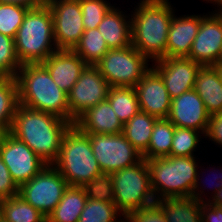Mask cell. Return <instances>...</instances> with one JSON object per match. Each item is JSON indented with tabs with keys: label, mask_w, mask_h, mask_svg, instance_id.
<instances>
[{
	"label": "cell",
	"mask_w": 222,
	"mask_h": 222,
	"mask_svg": "<svg viewBox=\"0 0 222 222\" xmlns=\"http://www.w3.org/2000/svg\"><path fill=\"white\" fill-rule=\"evenodd\" d=\"M171 2L139 0L131 8V45L151 63L166 58L169 27L177 11Z\"/></svg>",
	"instance_id": "1"
},
{
	"label": "cell",
	"mask_w": 222,
	"mask_h": 222,
	"mask_svg": "<svg viewBox=\"0 0 222 222\" xmlns=\"http://www.w3.org/2000/svg\"><path fill=\"white\" fill-rule=\"evenodd\" d=\"M72 125L52 113L18 104L9 132L47 164H53L58 158L63 136Z\"/></svg>",
	"instance_id": "2"
},
{
	"label": "cell",
	"mask_w": 222,
	"mask_h": 222,
	"mask_svg": "<svg viewBox=\"0 0 222 222\" xmlns=\"http://www.w3.org/2000/svg\"><path fill=\"white\" fill-rule=\"evenodd\" d=\"M15 78L20 105L69 121L68 95L54 83L41 63L22 65Z\"/></svg>",
	"instance_id": "3"
},
{
	"label": "cell",
	"mask_w": 222,
	"mask_h": 222,
	"mask_svg": "<svg viewBox=\"0 0 222 222\" xmlns=\"http://www.w3.org/2000/svg\"><path fill=\"white\" fill-rule=\"evenodd\" d=\"M14 43L21 65L43 63L58 50L54 39L53 17L47 3L28 9Z\"/></svg>",
	"instance_id": "4"
},
{
	"label": "cell",
	"mask_w": 222,
	"mask_h": 222,
	"mask_svg": "<svg viewBox=\"0 0 222 222\" xmlns=\"http://www.w3.org/2000/svg\"><path fill=\"white\" fill-rule=\"evenodd\" d=\"M199 157L167 156L147 160L151 189L156 200L192 196Z\"/></svg>",
	"instance_id": "5"
},
{
	"label": "cell",
	"mask_w": 222,
	"mask_h": 222,
	"mask_svg": "<svg viewBox=\"0 0 222 222\" xmlns=\"http://www.w3.org/2000/svg\"><path fill=\"white\" fill-rule=\"evenodd\" d=\"M69 186H83L101 173L90 138L72 125L64 134L57 160L52 164Z\"/></svg>",
	"instance_id": "6"
},
{
	"label": "cell",
	"mask_w": 222,
	"mask_h": 222,
	"mask_svg": "<svg viewBox=\"0 0 222 222\" xmlns=\"http://www.w3.org/2000/svg\"><path fill=\"white\" fill-rule=\"evenodd\" d=\"M112 180L114 203L124 216L156 204L146 159L112 173Z\"/></svg>",
	"instance_id": "7"
},
{
	"label": "cell",
	"mask_w": 222,
	"mask_h": 222,
	"mask_svg": "<svg viewBox=\"0 0 222 222\" xmlns=\"http://www.w3.org/2000/svg\"><path fill=\"white\" fill-rule=\"evenodd\" d=\"M132 45L109 51L95 65L110 87H135L152 63Z\"/></svg>",
	"instance_id": "8"
},
{
	"label": "cell",
	"mask_w": 222,
	"mask_h": 222,
	"mask_svg": "<svg viewBox=\"0 0 222 222\" xmlns=\"http://www.w3.org/2000/svg\"><path fill=\"white\" fill-rule=\"evenodd\" d=\"M69 184L52 165L19 187L18 195L39 210L46 218L53 212Z\"/></svg>",
	"instance_id": "9"
},
{
	"label": "cell",
	"mask_w": 222,
	"mask_h": 222,
	"mask_svg": "<svg viewBox=\"0 0 222 222\" xmlns=\"http://www.w3.org/2000/svg\"><path fill=\"white\" fill-rule=\"evenodd\" d=\"M87 135L102 172L112 174L120 169L133 166L143 159L142 154L122 133Z\"/></svg>",
	"instance_id": "10"
},
{
	"label": "cell",
	"mask_w": 222,
	"mask_h": 222,
	"mask_svg": "<svg viewBox=\"0 0 222 222\" xmlns=\"http://www.w3.org/2000/svg\"><path fill=\"white\" fill-rule=\"evenodd\" d=\"M58 50H73L85 29L79 0H47Z\"/></svg>",
	"instance_id": "11"
},
{
	"label": "cell",
	"mask_w": 222,
	"mask_h": 222,
	"mask_svg": "<svg viewBox=\"0 0 222 222\" xmlns=\"http://www.w3.org/2000/svg\"><path fill=\"white\" fill-rule=\"evenodd\" d=\"M0 157L18 187L30 181L47 166L29 146L10 132L2 140Z\"/></svg>",
	"instance_id": "12"
},
{
	"label": "cell",
	"mask_w": 222,
	"mask_h": 222,
	"mask_svg": "<svg viewBox=\"0 0 222 222\" xmlns=\"http://www.w3.org/2000/svg\"><path fill=\"white\" fill-rule=\"evenodd\" d=\"M110 86L96 66L87 65L68 95L69 122L107 99Z\"/></svg>",
	"instance_id": "13"
},
{
	"label": "cell",
	"mask_w": 222,
	"mask_h": 222,
	"mask_svg": "<svg viewBox=\"0 0 222 222\" xmlns=\"http://www.w3.org/2000/svg\"><path fill=\"white\" fill-rule=\"evenodd\" d=\"M222 51V12L207 11L201 19V25L196 35L189 56L202 66H213L218 62Z\"/></svg>",
	"instance_id": "14"
},
{
	"label": "cell",
	"mask_w": 222,
	"mask_h": 222,
	"mask_svg": "<svg viewBox=\"0 0 222 222\" xmlns=\"http://www.w3.org/2000/svg\"><path fill=\"white\" fill-rule=\"evenodd\" d=\"M201 67L187 57H166L152 62V68L161 76L171 99L194 89Z\"/></svg>",
	"instance_id": "15"
},
{
	"label": "cell",
	"mask_w": 222,
	"mask_h": 222,
	"mask_svg": "<svg viewBox=\"0 0 222 222\" xmlns=\"http://www.w3.org/2000/svg\"><path fill=\"white\" fill-rule=\"evenodd\" d=\"M134 88L140 111L157 118H168L172 99L161 76L152 67Z\"/></svg>",
	"instance_id": "16"
},
{
	"label": "cell",
	"mask_w": 222,
	"mask_h": 222,
	"mask_svg": "<svg viewBox=\"0 0 222 222\" xmlns=\"http://www.w3.org/2000/svg\"><path fill=\"white\" fill-rule=\"evenodd\" d=\"M209 118L210 114L194 89L172 99L168 119L176 127L193 129L204 135Z\"/></svg>",
	"instance_id": "17"
},
{
	"label": "cell",
	"mask_w": 222,
	"mask_h": 222,
	"mask_svg": "<svg viewBox=\"0 0 222 222\" xmlns=\"http://www.w3.org/2000/svg\"><path fill=\"white\" fill-rule=\"evenodd\" d=\"M207 13L178 14L175 13L169 27L166 45V57H188L193 41L198 34L201 19Z\"/></svg>",
	"instance_id": "18"
},
{
	"label": "cell",
	"mask_w": 222,
	"mask_h": 222,
	"mask_svg": "<svg viewBox=\"0 0 222 222\" xmlns=\"http://www.w3.org/2000/svg\"><path fill=\"white\" fill-rule=\"evenodd\" d=\"M54 83L67 94L87 64L73 50H57L43 63Z\"/></svg>",
	"instance_id": "19"
},
{
	"label": "cell",
	"mask_w": 222,
	"mask_h": 222,
	"mask_svg": "<svg viewBox=\"0 0 222 222\" xmlns=\"http://www.w3.org/2000/svg\"><path fill=\"white\" fill-rule=\"evenodd\" d=\"M74 125L84 134H118L123 130L122 122L107 99L88 108Z\"/></svg>",
	"instance_id": "20"
},
{
	"label": "cell",
	"mask_w": 222,
	"mask_h": 222,
	"mask_svg": "<svg viewBox=\"0 0 222 222\" xmlns=\"http://www.w3.org/2000/svg\"><path fill=\"white\" fill-rule=\"evenodd\" d=\"M114 5L105 14L98 25L109 49H120L131 45V11L121 9ZM125 11V12H124Z\"/></svg>",
	"instance_id": "21"
},
{
	"label": "cell",
	"mask_w": 222,
	"mask_h": 222,
	"mask_svg": "<svg viewBox=\"0 0 222 222\" xmlns=\"http://www.w3.org/2000/svg\"><path fill=\"white\" fill-rule=\"evenodd\" d=\"M194 90L210 115L222 112V81L213 66H202L196 76Z\"/></svg>",
	"instance_id": "22"
},
{
	"label": "cell",
	"mask_w": 222,
	"mask_h": 222,
	"mask_svg": "<svg viewBox=\"0 0 222 222\" xmlns=\"http://www.w3.org/2000/svg\"><path fill=\"white\" fill-rule=\"evenodd\" d=\"M87 197L82 186H68L47 222H78Z\"/></svg>",
	"instance_id": "23"
},
{
	"label": "cell",
	"mask_w": 222,
	"mask_h": 222,
	"mask_svg": "<svg viewBox=\"0 0 222 222\" xmlns=\"http://www.w3.org/2000/svg\"><path fill=\"white\" fill-rule=\"evenodd\" d=\"M167 222H202L201 202L190 197L156 200Z\"/></svg>",
	"instance_id": "24"
},
{
	"label": "cell",
	"mask_w": 222,
	"mask_h": 222,
	"mask_svg": "<svg viewBox=\"0 0 222 222\" xmlns=\"http://www.w3.org/2000/svg\"><path fill=\"white\" fill-rule=\"evenodd\" d=\"M157 117L139 111L123 124L122 134L143 155L147 150Z\"/></svg>",
	"instance_id": "25"
},
{
	"label": "cell",
	"mask_w": 222,
	"mask_h": 222,
	"mask_svg": "<svg viewBox=\"0 0 222 222\" xmlns=\"http://www.w3.org/2000/svg\"><path fill=\"white\" fill-rule=\"evenodd\" d=\"M0 218L6 222H47V218L21 196L0 200Z\"/></svg>",
	"instance_id": "26"
},
{
	"label": "cell",
	"mask_w": 222,
	"mask_h": 222,
	"mask_svg": "<svg viewBox=\"0 0 222 222\" xmlns=\"http://www.w3.org/2000/svg\"><path fill=\"white\" fill-rule=\"evenodd\" d=\"M174 129L175 125L168 118H157L143 159L170 156Z\"/></svg>",
	"instance_id": "27"
},
{
	"label": "cell",
	"mask_w": 222,
	"mask_h": 222,
	"mask_svg": "<svg viewBox=\"0 0 222 222\" xmlns=\"http://www.w3.org/2000/svg\"><path fill=\"white\" fill-rule=\"evenodd\" d=\"M107 100L122 124L128 122L140 111L134 87H110Z\"/></svg>",
	"instance_id": "28"
},
{
	"label": "cell",
	"mask_w": 222,
	"mask_h": 222,
	"mask_svg": "<svg viewBox=\"0 0 222 222\" xmlns=\"http://www.w3.org/2000/svg\"><path fill=\"white\" fill-rule=\"evenodd\" d=\"M73 51L87 64L95 66L109 51L98 28L85 30Z\"/></svg>",
	"instance_id": "29"
},
{
	"label": "cell",
	"mask_w": 222,
	"mask_h": 222,
	"mask_svg": "<svg viewBox=\"0 0 222 222\" xmlns=\"http://www.w3.org/2000/svg\"><path fill=\"white\" fill-rule=\"evenodd\" d=\"M205 164H206L205 162L202 163L201 161L199 163V170L197 173L195 184L192 189V196H191L192 198H194L200 202H209V200L212 199V197L217 193V191H219L222 188V166L219 164L218 167H217V165H215V167H213L214 165L211 164V166H210V164H208V161H207V166L208 165L209 166L206 167V169H204L205 167H203V166ZM208 168H210V169H208ZM205 171L207 173L209 171V173L212 174L211 176L213 179L210 178L211 176L209 173L205 174L206 173ZM205 175H207V177H209V178L208 179L206 177L204 178ZM209 191H211V192H209Z\"/></svg>",
	"instance_id": "30"
},
{
	"label": "cell",
	"mask_w": 222,
	"mask_h": 222,
	"mask_svg": "<svg viewBox=\"0 0 222 222\" xmlns=\"http://www.w3.org/2000/svg\"><path fill=\"white\" fill-rule=\"evenodd\" d=\"M18 104L16 78L0 77V130L10 131Z\"/></svg>",
	"instance_id": "31"
},
{
	"label": "cell",
	"mask_w": 222,
	"mask_h": 222,
	"mask_svg": "<svg viewBox=\"0 0 222 222\" xmlns=\"http://www.w3.org/2000/svg\"><path fill=\"white\" fill-rule=\"evenodd\" d=\"M202 139H204V135L201 132L175 126L170 156L197 157V154L199 156L200 153H196L198 150L201 153H203L202 150H206L202 147L200 151L202 144H207Z\"/></svg>",
	"instance_id": "32"
},
{
	"label": "cell",
	"mask_w": 222,
	"mask_h": 222,
	"mask_svg": "<svg viewBox=\"0 0 222 222\" xmlns=\"http://www.w3.org/2000/svg\"><path fill=\"white\" fill-rule=\"evenodd\" d=\"M78 222H125L114 202L87 199Z\"/></svg>",
	"instance_id": "33"
},
{
	"label": "cell",
	"mask_w": 222,
	"mask_h": 222,
	"mask_svg": "<svg viewBox=\"0 0 222 222\" xmlns=\"http://www.w3.org/2000/svg\"><path fill=\"white\" fill-rule=\"evenodd\" d=\"M28 9L18 4L0 3V33L15 38Z\"/></svg>",
	"instance_id": "34"
},
{
	"label": "cell",
	"mask_w": 222,
	"mask_h": 222,
	"mask_svg": "<svg viewBox=\"0 0 222 222\" xmlns=\"http://www.w3.org/2000/svg\"><path fill=\"white\" fill-rule=\"evenodd\" d=\"M87 199L114 202L112 174L101 172L83 186Z\"/></svg>",
	"instance_id": "35"
},
{
	"label": "cell",
	"mask_w": 222,
	"mask_h": 222,
	"mask_svg": "<svg viewBox=\"0 0 222 222\" xmlns=\"http://www.w3.org/2000/svg\"><path fill=\"white\" fill-rule=\"evenodd\" d=\"M21 66L14 38L0 33V77H16Z\"/></svg>",
	"instance_id": "36"
},
{
	"label": "cell",
	"mask_w": 222,
	"mask_h": 222,
	"mask_svg": "<svg viewBox=\"0 0 222 222\" xmlns=\"http://www.w3.org/2000/svg\"><path fill=\"white\" fill-rule=\"evenodd\" d=\"M85 30L98 28L105 14L114 5L109 0H79Z\"/></svg>",
	"instance_id": "37"
},
{
	"label": "cell",
	"mask_w": 222,
	"mask_h": 222,
	"mask_svg": "<svg viewBox=\"0 0 222 222\" xmlns=\"http://www.w3.org/2000/svg\"><path fill=\"white\" fill-rule=\"evenodd\" d=\"M125 222H167L165 214L157 204L132 211L125 216Z\"/></svg>",
	"instance_id": "38"
},
{
	"label": "cell",
	"mask_w": 222,
	"mask_h": 222,
	"mask_svg": "<svg viewBox=\"0 0 222 222\" xmlns=\"http://www.w3.org/2000/svg\"><path fill=\"white\" fill-rule=\"evenodd\" d=\"M18 191L19 187L12 179L7 166L0 157V200L18 195Z\"/></svg>",
	"instance_id": "39"
},
{
	"label": "cell",
	"mask_w": 222,
	"mask_h": 222,
	"mask_svg": "<svg viewBox=\"0 0 222 222\" xmlns=\"http://www.w3.org/2000/svg\"><path fill=\"white\" fill-rule=\"evenodd\" d=\"M204 138V141L208 139V143L222 148V112L210 115Z\"/></svg>",
	"instance_id": "40"
},
{
	"label": "cell",
	"mask_w": 222,
	"mask_h": 222,
	"mask_svg": "<svg viewBox=\"0 0 222 222\" xmlns=\"http://www.w3.org/2000/svg\"><path fill=\"white\" fill-rule=\"evenodd\" d=\"M202 222H222V207L209 202H201Z\"/></svg>",
	"instance_id": "41"
},
{
	"label": "cell",
	"mask_w": 222,
	"mask_h": 222,
	"mask_svg": "<svg viewBox=\"0 0 222 222\" xmlns=\"http://www.w3.org/2000/svg\"><path fill=\"white\" fill-rule=\"evenodd\" d=\"M47 0H0V3H10L26 6L28 8H36L46 4Z\"/></svg>",
	"instance_id": "42"
},
{
	"label": "cell",
	"mask_w": 222,
	"mask_h": 222,
	"mask_svg": "<svg viewBox=\"0 0 222 222\" xmlns=\"http://www.w3.org/2000/svg\"><path fill=\"white\" fill-rule=\"evenodd\" d=\"M209 203L214 206L222 207V188L209 200Z\"/></svg>",
	"instance_id": "43"
},
{
	"label": "cell",
	"mask_w": 222,
	"mask_h": 222,
	"mask_svg": "<svg viewBox=\"0 0 222 222\" xmlns=\"http://www.w3.org/2000/svg\"><path fill=\"white\" fill-rule=\"evenodd\" d=\"M204 1L206 4L211 3L215 10H221L222 9V0H201ZM217 8V9H216Z\"/></svg>",
	"instance_id": "44"
},
{
	"label": "cell",
	"mask_w": 222,
	"mask_h": 222,
	"mask_svg": "<svg viewBox=\"0 0 222 222\" xmlns=\"http://www.w3.org/2000/svg\"><path fill=\"white\" fill-rule=\"evenodd\" d=\"M213 67L216 69V71L219 74V77L222 81V63H216L215 65H213Z\"/></svg>",
	"instance_id": "45"
},
{
	"label": "cell",
	"mask_w": 222,
	"mask_h": 222,
	"mask_svg": "<svg viewBox=\"0 0 222 222\" xmlns=\"http://www.w3.org/2000/svg\"><path fill=\"white\" fill-rule=\"evenodd\" d=\"M6 133H7L6 131L0 130V146H1L2 140H3L4 136L6 135Z\"/></svg>",
	"instance_id": "46"
},
{
	"label": "cell",
	"mask_w": 222,
	"mask_h": 222,
	"mask_svg": "<svg viewBox=\"0 0 222 222\" xmlns=\"http://www.w3.org/2000/svg\"><path fill=\"white\" fill-rule=\"evenodd\" d=\"M217 63H222V51Z\"/></svg>",
	"instance_id": "47"
}]
</instances>
